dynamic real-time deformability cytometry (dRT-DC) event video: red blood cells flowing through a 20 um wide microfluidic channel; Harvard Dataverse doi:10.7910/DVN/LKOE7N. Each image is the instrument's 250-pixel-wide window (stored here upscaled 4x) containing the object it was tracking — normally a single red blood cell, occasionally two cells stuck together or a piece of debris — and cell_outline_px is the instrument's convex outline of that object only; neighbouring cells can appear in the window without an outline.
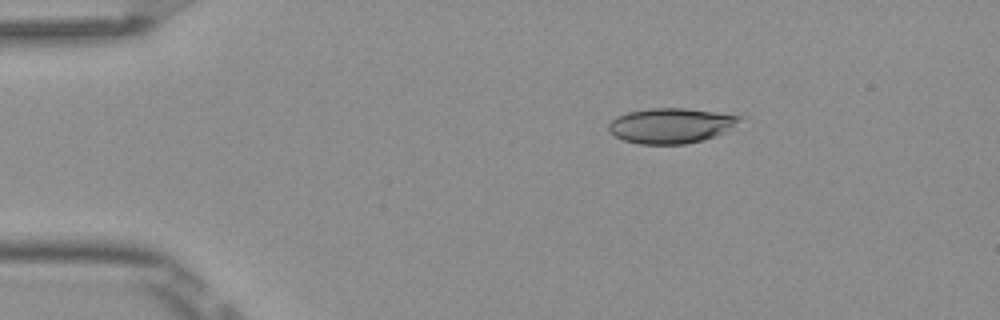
{"species": "Egyptian fruit bat (a non-hibernating species)", "species_latin": "Rousettus aegyptiacus", "temperature_condition": "room temperature", "stored_images_in_passage": 4, "camera_frame_rate_fps": 3000, "um_per_image_px": 0.085, "frame": {"image": 1, "passage_image": 2, "time_ms": 0.333, "image_size_px": [1000, 320], "cell_outline_px": [[748, 116], [724, 132], [716, 136], [704, 140], [684, 144], [640, 144], [624, 140], [608, 132], [608, 124], [616, 116], [628, 112], [648, 108], [688, 108]], "centroid_in_image_um": [57.06, 10.66], "position_along_channel_um": 27.9, "area_um2": 27.17}}
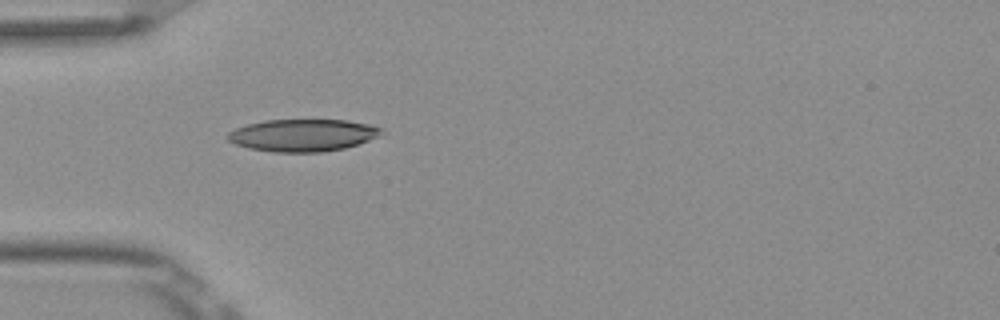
{"frame": {"image": 2, "passage_image": 4, "time_ms": 1.0, "image_size_px": [1000, 320], "cell_outline_px": [[380, 136], [344, 148], [324, 152], [272, 152], [248, 148], [236, 144], [228, 140], [228, 132], [236, 128], [248, 124], [264, 120], [348, 120], [368, 124], [380, 128]], "centroid_in_image_um": [25.7, 11.49], "position_along_channel_um": 59.3, "area_um2": 28.67}}